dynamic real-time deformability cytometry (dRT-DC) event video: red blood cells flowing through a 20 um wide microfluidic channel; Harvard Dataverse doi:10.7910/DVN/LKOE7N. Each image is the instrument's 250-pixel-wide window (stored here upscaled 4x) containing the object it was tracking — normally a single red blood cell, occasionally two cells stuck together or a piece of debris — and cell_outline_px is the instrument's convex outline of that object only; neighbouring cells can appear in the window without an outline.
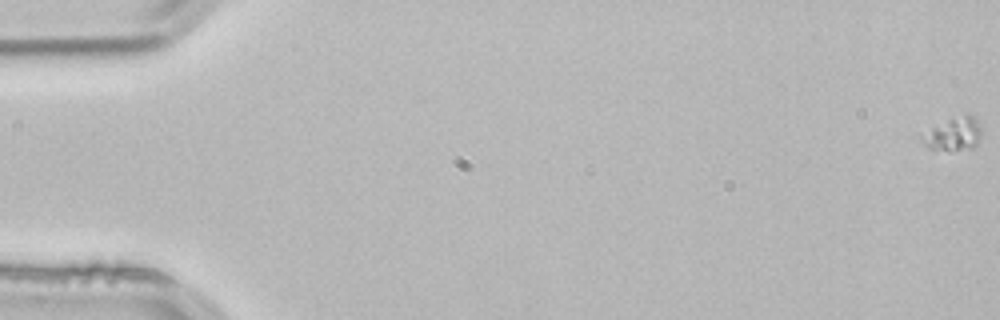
{"species": "common noctule bat (a hibernating species)", "species_latin": "Nyctalus noctula", "temperature_condition": "room temperature", "stored_images_in_passage": 55, "camera_frame_rate_fps": 3000, "um_per_image_px": 0.085, "animal": {"sex": "male", "body_mass_g": 21.5, "forearm_length_mm": 52.0}, "frame": {"image": 1, "passage_image": 1, "time_ms": 0.0, "image_size_px": [1000, 320], "cell_outline_px": [[980, 136], [976, 144], [972, 148], [948, 152], [928, 148], [920, 140], [920, 136], [932, 128], [964, 112], [968, 112], [980, 124]], "centroid_in_image_um": [81.04, 11.41], "position_along_channel_um": 4.0, "area_um2": 11.62}}
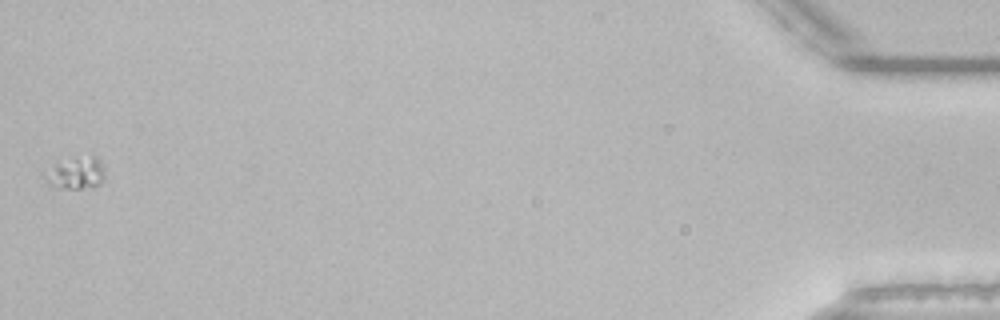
{"frame": {"image": 2, "passage_image": 55, "time_ms": 18.0, "image_size_px": [1000, 320], "cell_outline_px": [[104, 180], [100, 184], [92, 188], [52, 188], [44, 180], [40, 172], [56, 164], [92, 152], [104, 164]], "centroid_in_image_um": [6.45, 14.7], "position_along_channel_um": 428.8, "area_um2": 11.85}}